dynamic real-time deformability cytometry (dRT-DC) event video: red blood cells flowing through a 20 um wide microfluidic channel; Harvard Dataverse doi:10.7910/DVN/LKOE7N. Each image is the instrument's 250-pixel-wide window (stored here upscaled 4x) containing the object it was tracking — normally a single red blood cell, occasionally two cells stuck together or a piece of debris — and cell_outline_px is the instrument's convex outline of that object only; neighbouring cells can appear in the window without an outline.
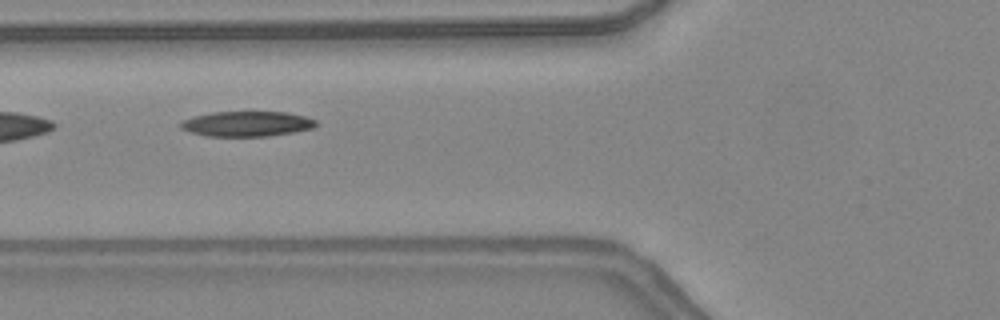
{"species": "common noctule bat (a hibernating species)", "species_latin": "Nyctalus noctula", "temperature_condition": "warm", "stored_images_in_passage": 2, "camera_frame_rate_fps": 3000, "um_per_image_px": 0.085, "animal": {"sex": "female", "body_mass_g": 24.6, "forearm_length_mm": 56.2}, "frame": {"image": 1, "passage_image": 2, "time_ms": 0.333, "image_size_px": [1000, 320], "cell_outline_px": [[316, 124], [312, 128], [292, 132], [268, 136], [204, 136], [188, 132], [180, 128], [180, 120], [192, 116], [212, 112], [284, 112], [304, 116], [316, 120]], "centroid_in_image_um": [20.89, 10.52], "position_along_channel_um": 104.9, "area_um2": 19.88}}